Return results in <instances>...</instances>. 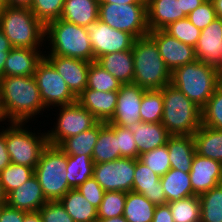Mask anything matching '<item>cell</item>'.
Returning <instances> with one entry per match:
<instances>
[{"instance_id": "37", "label": "cell", "mask_w": 222, "mask_h": 222, "mask_svg": "<svg viewBox=\"0 0 222 222\" xmlns=\"http://www.w3.org/2000/svg\"><path fill=\"white\" fill-rule=\"evenodd\" d=\"M171 209L174 222H200L199 195L167 203Z\"/></svg>"}, {"instance_id": "25", "label": "cell", "mask_w": 222, "mask_h": 222, "mask_svg": "<svg viewBox=\"0 0 222 222\" xmlns=\"http://www.w3.org/2000/svg\"><path fill=\"white\" fill-rule=\"evenodd\" d=\"M172 169L190 172L194 155L195 142L192 135L170 136L166 142Z\"/></svg>"}, {"instance_id": "26", "label": "cell", "mask_w": 222, "mask_h": 222, "mask_svg": "<svg viewBox=\"0 0 222 222\" xmlns=\"http://www.w3.org/2000/svg\"><path fill=\"white\" fill-rule=\"evenodd\" d=\"M96 62L121 84H131L134 79V59L131 50L114 52L99 57Z\"/></svg>"}, {"instance_id": "22", "label": "cell", "mask_w": 222, "mask_h": 222, "mask_svg": "<svg viewBox=\"0 0 222 222\" xmlns=\"http://www.w3.org/2000/svg\"><path fill=\"white\" fill-rule=\"evenodd\" d=\"M187 17L181 0H147V25L149 31L164 29L171 23Z\"/></svg>"}, {"instance_id": "45", "label": "cell", "mask_w": 222, "mask_h": 222, "mask_svg": "<svg viewBox=\"0 0 222 222\" xmlns=\"http://www.w3.org/2000/svg\"><path fill=\"white\" fill-rule=\"evenodd\" d=\"M118 136V148L120 150V157L139 159L137 146L134 140L133 133L127 128L108 124Z\"/></svg>"}, {"instance_id": "43", "label": "cell", "mask_w": 222, "mask_h": 222, "mask_svg": "<svg viewBox=\"0 0 222 222\" xmlns=\"http://www.w3.org/2000/svg\"><path fill=\"white\" fill-rule=\"evenodd\" d=\"M163 30L172 37L194 48L201 35V30L195 27L187 17L171 23Z\"/></svg>"}, {"instance_id": "51", "label": "cell", "mask_w": 222, "mask_h": 222, "mask_svg": "<svg viewBox=\"0 0 222 222\" xmlns=\"http://www.w3.org/2000/svg\"><path fill=\"white\" fill-rule=\"evenodd\" d=\"M11 163L5 142V127L0 130V172Z\"/></svg>"}, {"instance_id": "35", "label": "cell", "mask_w": 222, "mask_h": 222, "mask_svg": "<svg viewBox=\"0 0 222 222\" xmlns=\"http://www.w3.org/2000/svg\"><path fill=\"white\" fill-rule=\"evenodd\" d=\"M200 222H222V183L199 195Z\"/></svg>"}, {"instance_id": "14", "label": "cell", "mask_w": 222, "mask_h": 222, "mask_svg": "<svg viewBox=\"0 0 222 222\" xmlns=\"http://www.w3.org/2000/svg\"><path fill=\"white\" fill-rule=\"evenodd\" d=\"M148 35L155 41L160 56L171 73L180 66L196 60L193 46L179 41L163 29L149 31Z\"/></svg>"}, {"instance_id": "29", "label": "cell", "mask_w": 222, "mask_h": 222, "mask_svg": "<svg viewBox=\"0 0 222 222\" xmlns=\"http://www.w3.org/2000/svg\"><path fill=\"white\" fill-rule=\"evenodd\" d=\"M59 201L74 222H96L98 220L97 209L77 188L70 189Z\"/></svg>"}, {"instance_id": "23", "label": "cell", "mask_w": 222, "mask_h": 222, "mask_svg": "<svg viewBox=\"0 0 222 222\" xmlns=\"http://www.w3.org/2000/svg\"><path fill=\"white\" fill-rule=\"evenodd\" d=\"M45 51L29 48H12L4 65L6 76H33L38 63L44 58Z\"/></svg>"}, {"instance_id": "46", "label": "cell", "mask_w": 222, "mask_h": 222, "mask_svg": "<svg viewBox=\"0 0 222 222\" xmlns=\"http://www.w3.org/2000/svg\"><path fill=\"white\" fill-rule=\"evenodd\" d=\"M187 18L199 30H203L210 25L216 18V11L211 0H206L202 5L191 11Z\"/></svg>"}, {"instance_id": "55", "label": "cell", "mask_w": 222, "mask_h": 222, "mask_svg": "<svg viewBox=\"0 0 222 222\" xmlns=\"http://www.w3.org/2000/svg\"><path fill=\"white\" fill-rule=\"evenodd\" d=\"M0 122H2L0 124H3V125L5 124V127H7V125L11 124V121L9 120V118L7 117V114L5 112V108H4L1 98H0ZM3 128H4V126L0 125V130H2Z\"/></svg>"}, {"instance_id": "33", "label": "cell", "mask_w": 222, "mask_h": 222, "mask_svg": "<svg viewBox=\"0 0 222 222\" xmlns=\"http://www.w3.org/2000/svg\"><path fill=\"white\" fill-rule=\"evenodd\" d=\"M94 162L92 155H67V180L72 189L79 187L93 177Z\"/></svg>"}, {"instance_id": "58", "label": "cell", "mask_w": 222, "mask_h": 222, "mask_svg": "<svg viewBox=\"0 0 222 222\" xmlns=\"http://www.w3.org/2000/svg\"><path fill=\"white\" fill-rule=\"evenodd\" d=\"M9 51L0 50V77H4V65L8 57Z\"/></svg>"}, {"instance_id": "63", "label": "cell", "mask_w": 222, "mask_h": 222, "mask_svg": "<svg viewBox=\"0 0 222 222\" xmlns=\"http://www.w3.org/2000/svg\"><path fill=\"white\" fill-rule=\"evenodd\" d=\"M2 204H0V217H1Z\"/></svg>"}, {"instance_id": "15", "label": "cell", "mask_w": 222, "mask_h": 222, "mask_svg": "<svg viewBox=\"0 0 222 222\" xmlns=\"http://www.w3.org/2000/svg\"><path fill=\"white\" fill-rule=\"evenodd\" d=\"M146 89L133 83L122 84L118 90L117 105L113 117L107 124L127 128L134 122L141 121L140 105Z\"/></svg>"}, {"instance_id": "1", "label": "cell", "mask_w": 222, "mask_h": 222, "mask_svg": "<svg viewBox=\"0 0 222 222\" xmlns=\"http://www.w3.org/2000/svg\"><path fill=\"white\" fill-rule=\"evenodd\" d=\"M0 98L11 123H31L46 108L34 76L0 77Z\"/></svg>"}, {"instance_id": "59", "label": "cell", "mask_w": 222, "mask_h": 222, "mask_svg": "<svg viewBox=\"0 0 222 222\" xmlns=\"http://www.w3.org/2000/svg\"><path fill=\"white\" fill-rule=\"evenodd\" d=\"M216 11L217 18L222 19V0H211Z\"/></svg>"}, {"instance_id": "24", "label": "cell", "mask_w": 222, "mask_h": 222, "mask_svg": "<svg viewBox=\"0 0 222 222\" xmlns=\"http://www.w3.org/2000/svg\"><path fill=\"white\" fill-rule=\"evenodd\" d=\"M127 129L133 133L139 155L165 145L171 136L161 122H134Z\"/></svg>"}, {"instance_id": "57", "label": "cell", "mask_w": 222, "mask_h": 222, "mask_svg": "<svg viewBox=\"0 0 222 222\" xmlns=\"http://www.w3.org/2000/svg\"><path fill=\"white\" fill-rule=\"evenodd\" d=\"M32 0H7V6L30 7Z\"/></svg>"}, {"instance_id": "53", "label": "cell", "mask_w": 222, "mask_h": 222, "mask_svg": "<svg viewBox=\"0 0 222 222\" xmlns=\"http://www.w3.org/2000/svg\"><path fill=\"white\" fill-rule=\"evenodd\" d=\"M100 3L113 4H147V0H99Z\"/></svg>"}, {"instance_id": "44", "label": "cell", "mask_w": 222, "mask_h": 222, "mask_svg": "<svg viewBox=\"0 0 222 222\" xmlns=\"http://www.w3.org/2000/svg\"><path fill=\"white\" fill-rule=\"evenodd\" d=\"M139 160L160 177L171 169L169 152L166 144L139 155Z\"/></svg>"}, {"instance_id": "48", "label": "cell", "mask_w": 222, "mask_h": 222, "mask_svg": "<svg viewBox=\"0 0 222 222\" xmlns=\"http://www.w3.org/2000/svg\"><path fill=\"white\" fill-rule=\"evenodd\" d=\"M77 189L81 194L98 209L105 190L100 186V184L94 179V177L87 179L83 184H81Z\"/></svg>"}, {"instance_id": "60", "label": "cell", "mask_w": 222, "mask_h": 222, "mask_svg": "<svg viewBox=\"0 0 222 222\" xmlns=\"http://www.w3.org/2000/svg\"><path fill=\"white\" fill-rule=\"evenodd\" d=\"M96 222H127L123 215L109 219H98Z\"/></svg>"}, {"instance_id": "50", "label": "cell", "mask_w": 222, "mask_h": 222, "mask_svg": "<svg viewBox=\"0 0 222 222\" xmlns=\"http://www.w3.org/2000/svg\"><path fill=\"white\" fill-rule=\"evenodd\" d=\"M152 222H174L168 204L156 206Z\"/></svg>"}, {"instance_id": "18", "label": "cell", "mask_w": 222, "mask_h": 222, "mask_svg": "<svg viewBox=\"0 0 222 222\" xmlns=\"http://www.w3.org/2000/svg\"><path fill=\"white\" fill-rule=\"evenodd\" d=\"M63 77L71 92L78 97L87 87L89 61L63 56H44Z\"/></svg>"}, {"instance_id": "21", "label": "cell", "mask_w": 222, "mask_h": 222, "mask_svg": "<svg viewBox=\"0 0 222 222\" xmlns=\"http://www.w3.org/2000/svg\"><path fill=\"white\" fill-rule=\"evenodd\" d=\"M118 91H97L85 88L77 101L99 122H108L114 115Z\"/></svg>"}, {"instance_id": "42", "label": "cell", "mask_w": 222, "mask_h": 222, "mask_svg": "<svg viewBox=\"0 0 222 222\" xmlns=\"http://www.w3.org/2000/svg\"><path fill=\"white\" fill-rule=\"evenodd\" d=\"M125 202V192L105 191L102 202L97 209L98 219H109L123 215Z\"/></svg>"}, {"instance_id": "11", "label": "cell", "mask_w": 222, "mask_h": 222, "mask_svg": "<svg viewBox=\"0 0 222 222\" xmlns=\"http://www.w3.org/2000/svg\"><path fill=\"white\" fill-rule=\"evenodd\" d=\"M33 76L47 112L54 111V107L77 102V97L71 92L63 77L45 57L38 63Z\"/></svg>"}, {"instance_id": "6", "label": "cell", "mask_w": 222, "mask_h": 222, "mask_svg": "<svg viewBox=\"0 0 222 222\" xmlns=\"http://www.w3.org/2000/svg\"><path fill=\"white\" fill-rule=\"evenodd\" d=\"M161 90L164 103L162 125L171 136L193 135L202 125L201 108L172 84Z\"/></svg>"}, {"instance_id": "17", "label": "cell", "mask_w": 222, "mask_h": 222, "mask_svg": "<svg viewBox=\"0 0 222 222\" xmlns=\"http://www.w3.org/2000/svg\"><path fill=\"white\" fill-rule=\"evenodd\" d=\"M189 176L193 192L200 195L222 183V163L196 153Z\"/></svg>"}, {"instance_id": "19", "label": "cell", "mask_w": 222, "mask_h": 222, "mask_svg": "<svg viewBox=\"0 0 222 222\" xmlns=\"http://www.w3.org/2000/svg\"><path fill=\"white\" fill-rule=\"evenodd\" d=\"M47 203L40 183L35 175L6 196V204L24 212H36Z\"/></svg>"}, {"instance_id": "32", "label": "cell", "mask_w": 222, "mask_h": 222, "mask_svg": "<svg viewBox=\"0 0 222 222\" xmlns=\"http://www.w3.org/2000/svg\"><path fill=\"white\" fill-rule=\"evenodd\" d=\"M155 209L156 206L141 193H126L123 216L127 222H152Z\"/></svg>"}, {"instance_id": "54", "label": "cell", "mask_w": 222, "mask_h": 222, "mask_svg": "<svg viewBox=\"0 0 222 222\" xmlns=\"http://www.w3.org/2000/svg\"><path fill=\"white\" fill-rule=\"evenodd\" d=\"M23 222H43V219H42L41 214L39 213V211L27 212L24 215Z\"/></svg>"}, {"instance_id": "2", "label": "cell", "mask_w": 222, "mask_h": 222, "mask_svg": "<svg viewBox=\"0 0 222 222\" xmlns=\"http://www.w3.org/2000/svg\"><path fill=\"white\" fill-rule=\"evenodd\" d=\"M0 29L13 48L45 50L46 27L29 7L5 6L0 9Z\"/></svg>"}, {"instance_id": "52", "label": "cell", "mask_w": 222, "mask_h": 222, "mask_svg": "<svg viewBox=\"0 0 222 222\" xmlns=\"http://www.w3.org/2000/svg\"><path fill=\"white\" fill-rule=\"evenodd\" d=\"M206 0H181L182 11L187 16L191 11H194L198 6L202 5Z\"/></svg>"}, {"instance_id": "40", "label": "cell", "mask_w": 222, "mask_h": 222, "mask_svg": "<svg viewBox=\"0 0 222 222\" xmlns=\"http://www.w3.org/2000/svg\"><path fill=\"white\" fill-rule=\"evenodd\" d=\"M202 125L222 130V83L201 109Z\"/></svg>"}, {"instance_id": "9", "label": "cell", "mask_w": 222, "mask_h": 222, "mask_svg": "<svg viewBox=\"0 0 222 222\" xmlns=\"http://www.w3.org/2000/svg\"><path fill=\"white\" fill-rule=\"evenodd\" d=\"M99 20L135 39L148 35L147 4L99 3Z\"/></svg>"}, {"instance_id": "61", "label": "cell", "mask_w": 222, "mask_h": 222, "mask_svg": "<svg viewBox=\"0 0 222 222\" xmlns=\"http://www.w3.org/2000/svg\"><path fill=\"white\" fill-rule=\"evenodd\" d=\"M0 204H6V195L3 191L1 182H0Z\"/></svg>"}, {"instance_id": "62", "label": "cell", "mask_w": 222, "mask_h": 222, "mask_svg": "<svg viewBox=\"0 0 222 222\" xmlns=\"http://www.w3.org/2000/svg\"><path fill=\"white\" fill-rule=\"evenodd\" d=\"M7 6V0H0V9L4 8Z\"/></svg>"}, {"instance_id": "10", "label": "cell", "mask_w": 222, "mask_h": 222, "mask_svg": "<svg viewBox=\"0 0 222 222\" xmlns=\"http://www.w3.org/2000/svg\"><path fill=\"white\" fill-rule=\"evenodd\" d=\"M56 122H53V128L46 131L48 144L59 146L66 138L75 136L81 132L94 127L99 121L78 101L69 104L54 107ZM59 110V111H58ZM51 129V130H50Z\"/></svg>"}, {"instance_id": "39", "label": "cell", "mask_w": 222, "mask_h": 222, "mask_svg": "<svg viewBox=\"0 0 222 222\" xmlns=\"http://www.w3.org/2000/svg\"><path fill=\"white\" fill-rule=\"evenodd\" d=\"M33 175V168L10 163L0 172V182L5 195L20 187Z\"/></svg>"}, {"instance_id": "34", "label": "cell", "mask_w": 222, "mask_h": 222, "mask_svg": "<svg viewBox=\"0 0 222 222\" xmlns=\"http://www.w3.org/2000/svg\"><path fill=\"white\" fill-rule=\"evenodd\" d=\"M100 122L91 129L66 138L59 147L67 155H92L99 136Z\"/></svg>"}, {"instance_id": "56", "label": "cell", "mask_w": 222, "mask_h": 222, "mask_svg": "<svg viewBox=\"0 0 222 222\" xmlns=\"http://www.w3.org/2000/svg\"><path fill=\"white\" fill-rule=\"evenodd\" d=\"M12 45L9 40L6 38L2 30L0 29V50L1 51H10L12 49Z\"/></svg>"}, {"instance_id": "4", "label": "cell", "mask_w": 222, "mask_h": 222, "mask_svg": "<svg viewBox=\"0 0 222 222\" xmlns=\"http://www.w3.org/2000/svg\"><path fill=\"white\" fill-rule=\"evenodd\" d=\"M222 83V72L200 60L185 64L171 73V83L201 109Z\"/></svg>"}, {"instance_id": "8", "label": "cell", "mask_w": 222, "mask_h": 222, "mask_svg": "<svg viewBox=\"0 0 222 222\" xmlns=\"http://www.w3.org/2000/svg\"><path fill=\"white\" fill-rule=\"evenodd\" d=\"M67 154L59 147L48 144L34 168V175L47 201L60 200L70 189L67 180Z\"/></svg>"}, {"instance_id": "41", "label": "cell", "mask_w": 222, "mask_h": 222, "mask_svg": "<svg viewBox=\"0 0 222 222\" xmlns=\"http://www.w3.org/2000/svg\"><path fill=\"white\" fill-rule=\"evenodd\" d=\"M65 0H32L29 9L46 27L50 22L60 19Z\"/></svg>"}, {"instance_id": "49", "label": "cell", "mask_w": 222, "mask_h": 222, "mask_svg": "<svg viewBox=\"0 0 222 222\" xmlns=\"http://www.w3.org/2000/svg\"><path fill=\"white\" fill-rule=\"evenodd\" d=\"M27 212L2 204L0 222H23Z\"/></svg>"}, {"instance_id": "16", "label": "cell", "mask_w": 222, "mask_h": 222, "mask_svg": "<svg viewBox=\"0 0 222 222\" xmlns=\"http://www.w3.org/2000/svg\"><path fill=\"white\" fill-rule=\"evenodd\" d=\"M196 60L207 63L222 72V19L216 18L201 30L195 46Z\"/></svg>"}, {"instance_id": "7", "label": "cell", "mask_w": 222, "mask_h": 222, "mask_svg": "<svg viewBox=\"0 0 222 222\" xmlns=\"http://www.w3.org/2000/svg\"><path fill=\"white\" fill-rule=\"evenodd\" d=\"M32 127L30 123H11L5 128V142L11 163L34 169L48 139L46 130L42 132L36 126L32 130Z\"/></svg>"}, {"instance_id": "28", "label": "cell", "mask_w": 222, "mask_h": 222, "mask_svg": "<svg viewBox=\"0 0 222 222\" xmlns=\"http://www.w3.org/2000/svg\"><path fill=\"white\" fill-rule=\"evenodd\" d=\"M192 136L198 155L222 163V130L201 125Z\"/></svg>"}, {"instance_id": "3", "label": "cell", "mask_w": 222, "mask_h": 222, "mask_svg": "<svg viewBox=\"0 0 222 222\" xmlns=\"http://www.w3.org/2000/svg\"><path fill=\"white\" fill-rule=\"evenodd\" d=\"M44 56H63L93 62V50L86 27L62 19L46 26ZM46 50H49L46 52Z\"/></svg>"}, {"instance_id": "30", "label": "cell", "mask_w": 222, "mask_h": 222, "mask_svg": "<svg viewBox=\"0 0 222 222\" xmlns=\"http://www.w3.org/2000/svg\"><path fill=\"white\" fill-rule=\"evenodd\" d=\"M160 182L167 198V203L196 195L192 189L189 172L171 168L160 177Z\"/></svg>"}, {"instance_id": "5", "label": "cell", "mask_w": 222, "mask_h": 222, "mask_svg": "<svg viewBox=\"0 0 222 222\" xmlns=\"http://www.w3.org/2000/svg\"><path fill=\"white\" fill-rule=\"evenodd\" d=\"M133 84L146 90L162 89L171 83V71L160 56L155 41L149 36L135 39Z\"/></svg>"}, {"instance_id": "13", "label": "cell", "mask_w": 222, "mask_h": 222, "mask_svg": "<svg viewBox=\"0 0 222 222\" xmlns=\"http://www.w3.org/2000/svg\"><path fill=\"white\" fill-rule=\"evenodd\" d=\"M93 50L94 61L114 52L131 50L135 38L124 31L111 28L101 20L86 27Z\"/></svg>"}, {"instance_id": "36", "label": "cell", "mask_w": 222, "mask_h": 222, "mask_svg": "<svg viewBox=\"0 0 222 222\" xmlns=\"http://www.w3.org/2000/svg\"><path fill=\"white\" fill-rule=\"evenodd\" d=\"M163 97L161 89L145 90L140 105L141 122L159 123L163 116Z\"/></svg>"}, {"instance_id": "47", "label": "cell", "mask_w": 222, "mask_h": 222, "mask_svg": "<svg viewBox=\"0 0 222 222\" xmlns=\"http://www.w3.org/2000/svg\"><path fill=\"white\" fill-rule=\"evenodd\" d=\"M43 222H74L59 200L47 201L39 209Z\"/></svg>"}, {"instance_id": "38", "label": "cell", "mask_w": 222, "mask_h": 222, "mask_svg": "<svg viewBox=\"0 0 222 222\" xmlns=\"http://www.w3.org/2000/svg\"><path fill=\"white\" fill-rule=\"evenodd\" d=\"M121 83L96 61L90 63L87 74V88L97 91H118Z\"/></svg>"}, {"instance_id": "20", "label": "cell", "mask_w": 222, "mask_h": 222, "mask_svg": "<svg viewBox=\"0 0 222 222\" xmlns=\"http://www.w3.org/2000/svg\"><path fill=\"white\" fill-rule=\"evenodd\" d=\"M132 191L141 193L155 206L167 204L160 176L139 159H135V172Z\"/></svg>"}, {"instance_id": "31", "label": "cell", "mask_w": 222, "mask_h": 222, "mask_svg": "<svg viewBox=\"0 0 222 222\" xmlns=\"http://www.w3.org/2000/svg\"><path fill=\"white\" fill-rule=\"evenodd\" d=\"M118 158H121L118 136L106 122H100L99 136L92 153L93 162L104 163Z\"/></svg>"}, {"instance_id": "27", "label": "cell", "mask_w": 222, "mask_h": 222, "mask_svg": "<svg viewBox=\"0 0 222 222\" xmlns=\"http://www.w3.org/2000/svg\"><path fill=\"white\" fill-rule=\"evenodd\" d=\"M99 0H65L60 19L87 27L99 19Z\"/></svg>"}, {"instance_id": "12", "label": "cell", "mask_w": 222, "mask_h": 222, "mask_svg": "<svg viewBox=\"0 0 222 222\" xmlns=\"http://www.w3.org/2000/svg\"><path fill=\"white\" fill-rule=\"evenodd\" d=\"M135 159L121 157L95 163L93 177L105 191L130 192L133 187Z\"/></svg>"}]
</instances>
